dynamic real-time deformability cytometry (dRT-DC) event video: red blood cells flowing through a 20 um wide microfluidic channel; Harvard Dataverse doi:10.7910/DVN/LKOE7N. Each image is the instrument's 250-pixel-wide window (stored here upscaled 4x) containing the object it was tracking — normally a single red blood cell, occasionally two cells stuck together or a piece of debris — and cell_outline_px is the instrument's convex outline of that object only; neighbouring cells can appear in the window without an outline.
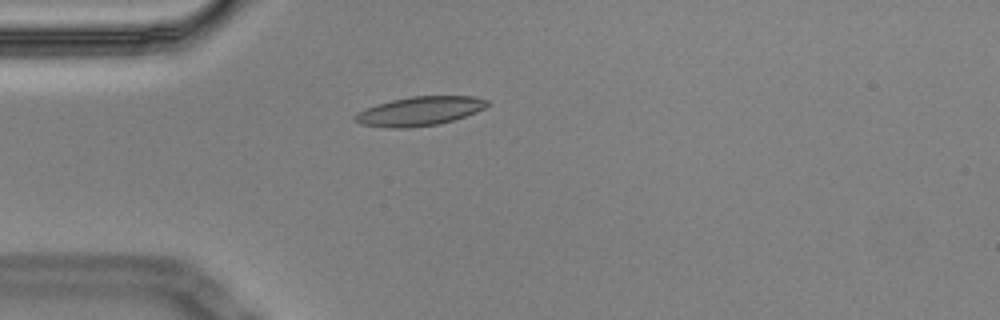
{"species": "Egyptian fruit bat (a non-hibernating species)", "species_latin": "Rousettus aegyptiacus", "temperature_condition": "cold", "stored_images_in_passage": 5, "camera_frame_rate_fps": 3000, "um_per_image_px": 0.085, "animal": {"sex": "male"}, "frame": {"image": 1, "passage_image": 5, "time_ms": 1.333, "image_size_px": [1000, 320], "cell_outline_px": [[492, 104], [476, 112], [452, 120], [436, 124], [408, 128], [388, 128], [360, 124], [352, 120], [352, 116], [356, 112], [376, 104], [392, 100], [412, 96], [476, 96], [488, 100]], "centroid_in_image_um": [35.63, 9.44], "position_along_channel_um": 49.4, "area_um2": 22.54}}